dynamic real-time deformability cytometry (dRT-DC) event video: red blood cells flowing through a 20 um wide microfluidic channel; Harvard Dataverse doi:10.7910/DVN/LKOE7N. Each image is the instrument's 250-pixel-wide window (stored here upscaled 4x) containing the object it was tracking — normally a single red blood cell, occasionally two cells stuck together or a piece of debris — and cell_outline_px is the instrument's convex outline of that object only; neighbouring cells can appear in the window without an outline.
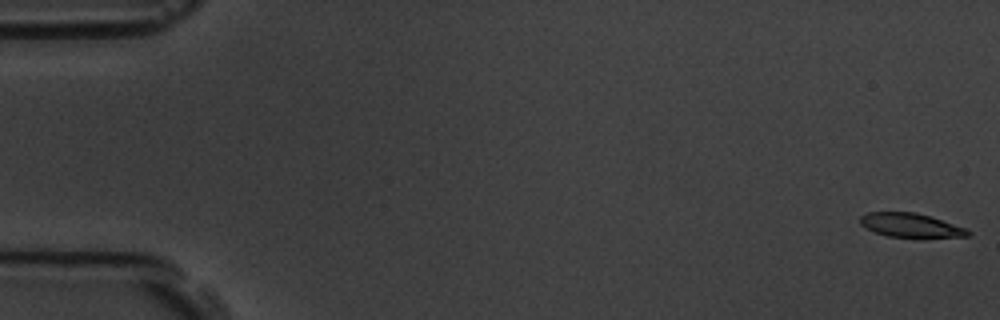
{"species": "common noctule bat (a hibernating species)", "species_latin": "Nyctalus noctula", "temperature_condition": "room temperature", "stored_images_in_passage": 59, "segment_of_instrument_passage": [1, 2], "camera_frame_rate_fps": 3000, "um_per_image_px": 0.085, "animal": {"sex": "male", "body_mass_g": 19.5, "forearm_length_mm": 54.6}, "frame": {"image": 1, "passage_image": 1, "time_ms": 0.0, "image_size_px": [1000, 320], "cell_outline_px": [[972, 232], [968, 236], [920, 240], [888, 236], [864, 228], [860, 224], [860, 216], [868, 212], [916, 212], [932, 216], [968, 228]], "centroid_in_image_um": [77.5, 19.19], "position_along_channel_um": 7.5, "area_um2": 16.07}}
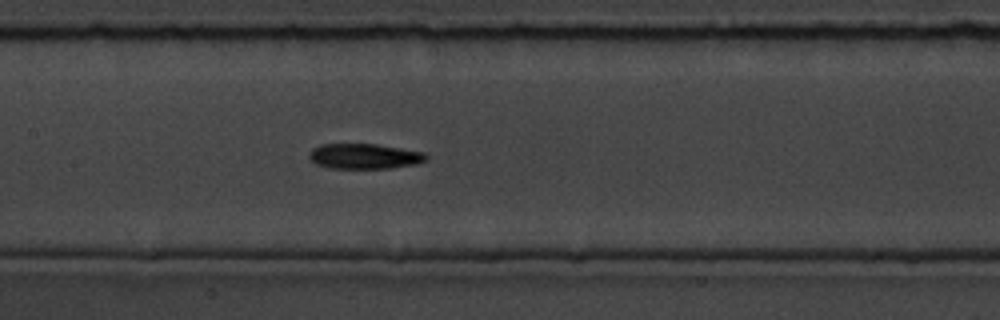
{"frame": {"image": 2, "passage_image": 28, "time_ms": 9.0, "image_size_px": [1000, 320], "cell_outline_px": [[428, 160], [416, 164], [392, 168], [328, 168], [316, 164], [308, 156], [308, 152], [312, 148], [320, 144], [376, 144], [424, 152], [428, 156]], "centroid_in_image_um": [30.97, 13.28], "position_along_channel_um": 176.4, "area_um2": 17.34}}
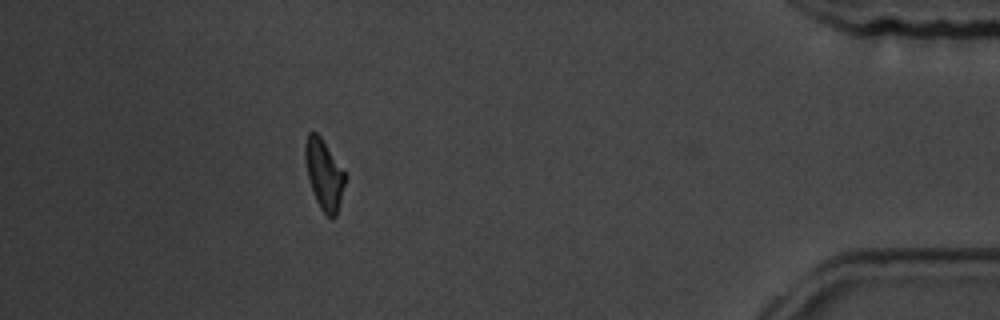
{"frame": {"image": 3, "passage_image": 52, "time_ms": 17.0, "image_size_px": [1000, 320], "cell_outline_px": [[344, 184], [336, 216], [332, 220], [320, 208], [316, 200], [308, 176], [304, 156], [304, 144], [308, 132], [316, 132], [320, 136], [344, 172]], "centroid_in_image_um": [27.51, 14.81], "position_along_channel_um": 407.7, "area_um2": 15.78}}